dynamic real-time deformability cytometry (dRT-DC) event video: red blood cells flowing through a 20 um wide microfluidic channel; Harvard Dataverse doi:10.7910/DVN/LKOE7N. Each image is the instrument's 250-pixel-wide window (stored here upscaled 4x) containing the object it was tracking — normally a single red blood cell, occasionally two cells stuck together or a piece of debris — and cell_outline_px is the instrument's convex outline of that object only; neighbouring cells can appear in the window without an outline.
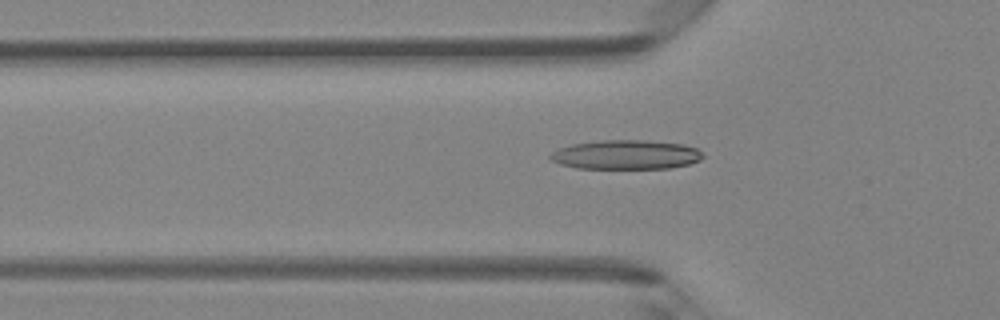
{"species": "Egyptian fruit bat (a non-hibernating species)", "species_latin": "Rousettus aegyptiacus", "temperature_condition": "room temperature", "stored_images_in_passage": 47, "camera_frame_rate_fps": 3000, "um_per_image_px": 0.085, "animal": {"sex": "female"}, "frame": {"image": 1, "passage_image": 16, "time_ms": 5.0, "image_size_px": [1000, 320], "cell_outline_px": [[704, 156], [700, 160], [688, 164], [672, 168], [576, 168], [560, 164], [552, 160], [548, 156], [552, 152], [560, 148], [572, 144], [600, 140], [644, 140], [684, 144], [696, 148]], "centroid_in_image_um": [53.21, 13.14], "position_along_channel_um": 72.6, "area_um2": 25.95}}
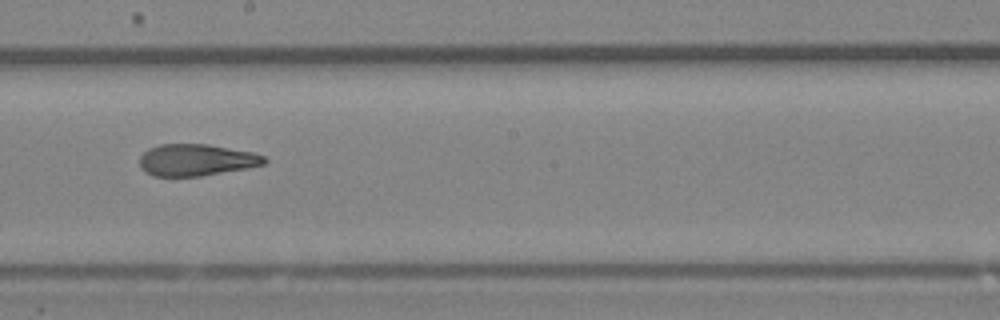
{"frame": {"image": 2, "passage_image": 27, "time_ms": 8.667, "image_size_px": [1000, 320], "cell_outline_px": [[268, 160], [264, 164], [244, 168], [200, 176], [152, 176], [144, 172], [140, 168], [140, 156], [148, 148], [160, 144], [208, 144], [252, 152], [264, 156]], "centroid_in_image_um": [16.64, 13.59], "position_along_channel_um": 231.6, "area_um2": 23.0}}
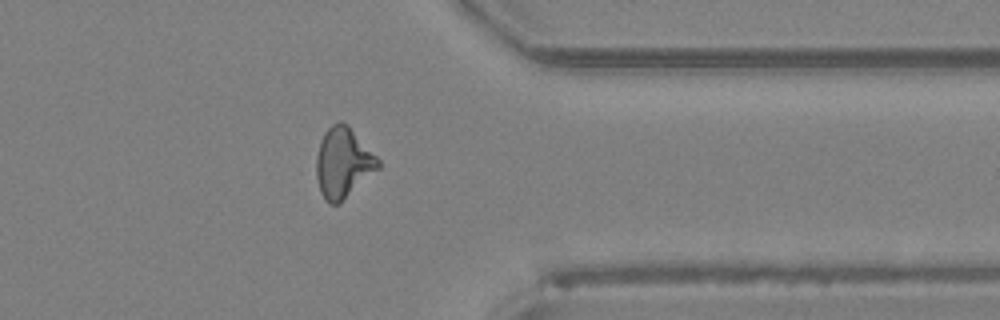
{"frame": {"image": 3, "passage_image": 38, "time_ms": 12.333, "image_size_px": [1000, 320], "cell_outline_px": [[380, 168], [340, 204], [328, 204], [324, 200], [320, 192], [316, 176], [316, 156], [320, 140], [324, 132], [332, 124], [340, 120], [344, 120], [348, 124], [380, 160]], "centroid_in_image_um": [29.16, 13.84], "position_along_channel_um": 382.2, "area_um2": 25.78}, "authors_computed_cell_mechanics": {"area_um2": 24.6228, "velocity_mm_per_s": 4.3339, "shape_relaxation_time_tau1_ms": null, "shape_relaxation_time_tau2_ms": 1.767, "deformation_change_tau1": null, "deformation_change_tau2": 0.1049}}